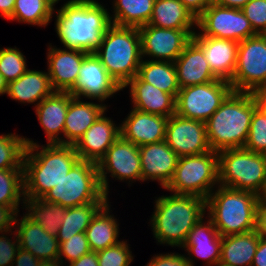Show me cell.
<instances>
[{
	"label": "cell",
	"mask_w": 266,
	"mask_h": 266,
	"mask_svg": "<svg viewBox=\"0 0 266 266\" xmlns=\"http://www.w3.org/2000/svg\"><path fill=\"white\" fill-rule=\"evenodd\" d=\"M56 12V33L68 49L94 53L112 24L107 8L96 0H69Z\"/></svg>",
	"instance_id": "cell-1"
},
{
	"label": "cell",
	"mask_w": 266,
	"mask_h": 266,
	"mask_svg": "<svg viewBox=\"0 0 266 266\" xmlns=\"http://www.w3.org/2000/svg\"><path fill=\"white\" fill-rule=\"evenodd\" d=\"M26 151L23 159L25 198H43L56 186L80 160L74 145H40L25 138ZM35 152V153H34Z\"/></svg>",
	"instance_id": "cell-2"
},
{
	"label": "cell",
	"mask_w": 266,
	"mask_h": 266,
	"mask_svg": "<svg viewBox=\"0 0 266 266\" xmlns=\"http://www.w3.org/2000/svg\"><path fill=\"white\" fill-rule=\"evenodd\" d=\"M257 108L252 92L233 91L205 122L211 150L243 148Z\"/></svg>",
	"instance_id": "cell-3"
},
{
	"label": "cell",
	"mask_w": 266,
	"mask_h": 266,
	"mask_svg": "<svg viewBox=\"0 0 266 266\" xmlns=\"http://www.w3.org/2000/svg\"><path fill=\"white\" fill-rule=\"evenodd\" d=\"M151 217L155 239L160 244L182 248L188 233L206 214V200L199 196L172 194L158 197Z\"/></svg>",
	"instance_id": "cell-4"
},
{
	"label": "cell",
	"mask_w": 266,
	"mask_h": 266,
	"mask_svg": "<svg viewBox=\"0 0 266 266\" xmlns=\"http://www.w3.org/2000/svg\"><path fill=\"white\" fill-rule=\"evenodd\" d=\"M261 197L218 185L206 199L208 216L221 236L236 235L257 228V212Z\"/></svg>",
	"instance_id": "cell-5"
},
{
	"label": "cell",
	"mask_w": 266,
	"mask_h": 266,
	"mask_svg": "<svg viewBox=\"0 0 266 266\" xmlns=\"http://www.w3.org/2000/svg\"><path fill=\"white\" fill-rule=\"evenodd\" d=\"M110 76L123 88L142 62L139 29L111 24L94 52Z\"/></svg>",
	"instance_id": "cell-6"
},
{
	"label": "cell",
	"mask_w": 266,
	"mask_h": 266,
	"mask_svg": "<svg viewBox=\"0 0 266 266\" xmlns=\"http://www.w3.org/2000/svg\"><path fill=\"white\" fill-rule=\"evenodd\" d=\"M219 185L266 195V154L244 148L218 152Z\"/></svg>",
	"instance_id": "cell-7"
},
{
	"label": "cell",
	"mask_w": 266,
	"mask_h": 266,
	"mask_svg": "<svg viewBox=\"0 0 266 266\" xmlns=\"http://www.w3.org/2000/svg\"><path fill=\"white\" fill-rule=\"evenodd\" d=\"M42 199L71 208L88 203H106L108 196L102 189L97 163L79 160Z\"/></svg>",
	"instance_id": "cell-8"
},
{
	"label": "cell",
	"mask_w": 266,
	"mask_h": 266,
	"mask_svg": "<svg viewBox=\"0 0 266 266\" xmlns=\"http://www.w3.org/2000/svg\"><path fill=\"white\" fill-rule=\"evenodd\" d=\"M215 185H219L218 152L211 150L178 158L173 177L164 189L206 200Z\"/></svg>",
	"instance_id": "cell-9"
},
{
	"label": "cell",
	"mask_w": 266,
	"mask_h": 266,
	"mask_svg": "<svg viewBox=\"0 0 266 266\" xmlns=\"http://www.w3.org/2000/svg\"><path fill=\"white\" fill-rule=\"evenodd\" d=\"M232 92L229 81L223 79L180 88L176 98V114L206 122Z\"/></svg>",
	"instance_id": "cell-10"
},
{
	"label": "cell",
	"mask_w": 266,
	"mask_h": 266,
	"mask_svg": "<svg viewBox=\"0 0 266 266\" xmlns=\"http://www.w3.org/2000/svg\"><path fill=\"white\" fill-rule=\"evenodd\" d=\"M229 83L235 92L266 87V34L239 42L236 67Z\"/></svg>",
	"instance_id": "cell-11"
},
{
	"label": "cell",
	"mask_w": 266,
	"mask_h": 266,
	"mask_svg": "<svg viewBox=\"0 0 266 266\" xmlns=\"http://www.w3.org/2000/svg\"><path fill=\"white\" fill-rule=\"evenodd\" d=\"M196 27L203 36L230 39L238 43L257 35L242 10L213 2L197 18Z\"/></svg>",
	"instance_id": "cell-12"
},
{
	"label": "cell",
	"mask_w": 266,
	"mask_h": 266,
	"mask_svg": "<svg viewBox=\"0 0 266 266\" xmlns=\"http://www.w3.org/2000/svg\"><path fill=\"white\" fill-rule=\"evenodd\" d=\"M99 179L104 193L108 196L107 174L120 181H142L139 147L121 136L108 148L97 163Z\"/></svg>",
	"instance_id": "cell-13"
},
{
	"label": "cell",
	"mask_w": 266,
	"mask_h": 266,
	"mask_svg": "<svg viewBox=\"0 0 266 266\" xmlns=\"http://www.w3.org/2000/svg\"><path fill=\"white\" fill-rule=\"evenodd\" d=\"M142 57H152L154 61L175 62L186 45L192 40L195 29H167L153 25L138 28ZM193 30V31H192Z\"/></svg>",
	"instance_id": "cell-14"
},
{
	"label": "cell",
	"mask_w": 266,
	"mask_h": 266,
	"mask_svg": "<svg viewBox=\"0 0 266 266\" xmlns=\"http://www.w3.org/2000/svg\"><path fill=\"white\" fill-rule=\"evenodd\" d=\"M165 142L178 157L204 154L211 151L206 123L174 114L168 118Z\"/></svg>",
	"instance_id": "cell-15"
},
{
	"label": "cell",
	"mask_w": 266,
	"mask_h": 266,
	"mask_svg": "<svg viewBox=\"0 0 266 266\" xmlns=\"http://www.w3.org/2000/svg\"><path fill=\"white\" fill-rule=\"evenodd\" d=\"M123 90L104 68L95 53H89L83 60L78 78L69 91L74 97L97 99L103 102Z\"/></svg>",
	"instance_id": "cell-16"
},
{
	"label": "cell",
	"mask_w": 266,
	"mask_h": 266,
	"mask_svg": "<svg viewBox=\"0 0 266 266\" xmlns=\"http://www.w3.org/2000/svg\"><path fill=\"white\" fill-rule=\"evenodd\" d=\"M48 75L55 92H69L75 85L81 64L89 54L79 49H59L49 45Z\"/></svg>",
	"instance_id": "cell-17"
},
{
	"label": "cell",
	"mask_w": 266,
	"mask_h": 266,
	"mask_svg": "<svg viewBox=\"0 0 266 266\" xmlns=\"http://www.w3.org/2000/svg\"><path fill=\"white\" fill-rule=\"evenodd\" d=\"M142 181L156 180L165 188L173 177L178 155L165 140L139 146Z\"/></svg>",
	"instance_id": "cell-18"
},
{
	"label": "cell",
	"mask_w": 266,
	"mask_h": 266,
	"mask_svg": "<svg viewBox=\"0 0 266 266\" xmlns=\"http://www.w3.org/2000/svg\"><path fill=\"white\" fill-rule=\"evenodd\" d=\"M192 40L203 50L212 73L230 81L234 75L239 43L230 39H218L194 33Z\"/></svg>",
	"instance_id": "cell-19"
},
{
	"label": "cell",
	"mask_w": 266,
	"mask_h": 266,
	"mask_svg": "<svg viewBox=\"0 0 266 266\" xmlns=\"http://www.w3.org/2000/svg\"><path fill=\"white\" fill-rule=\"evenodd\" d=\"M103 113L74 145L80 160L98 161L108 148L121 136L120 125L117 127L111 118Z\"/></svg>",
	"instance_id": "cell-20"
},
{
	"label": "cell",
	"mask_w": 266,
	"mask_h": 266,
	"mask_svg": "<svg viewBox=\"0 0 266 266\" xmlns=\"http://www.w3.org/2000/svg\"><path fill=\"white\" fill-rule=\"evenodd\" d=\"M168 117L132 109L120 124L121 137L139 146L165 140Z\"/></svg>",
	"instance_id": "cell-21"
},
{
	"label": "cell",
	"mask_w": 266,
	"mask_h": 266,
	"mask_svg": "<svg viewBox=\"0 0 266 266\" xmlns=\"http://www.w3.org/2000/svg\"><path fill=\"white\" fill-rule=\"evenodd\" d=\"M17 215L14 220V227L17 225L16 233L19 247L30 252L40 261L58 260L59 242L57 236L44 231L41 225L34 223L25 214L21 220L17 219Z\"/></svg>",
	"instance_id": "cell-22"
},
{
	"label": "cell",
	"mask_w": 266,
	"mask_h": 266,
	"mask_svg": "<svg viewBox=\"0 0 266 266\" xmlns=\"http://www.w3.org/2000/svg\"><path fill=\"white\" fill-rule=\"evenodd\" d=\"M209 218L207 223L203 217L194 225L183 244L189 257H187L191 266H194L192 258L193 254L197 258L207 261V266H216L221 258L222 236L215 228L212 219ZM205 223V224H204Z\"/></svg>",
	"instance_id": "cell-23"
},
{
	"label": "cell",
	"mask_w": 266,
	"mask_h": 266,
	"mask_svg": "<svg viewBox=\"0 0 266 266\" xmlns=\"http://www.w3.org/2000/svg\"><path fill=\"white\" fill-rule=\"evenodd\" d=\"M127 86L130 87L134 109L168 118L176 114V98L172 94L144 82L138 75L129 80L122 89Z\"/></svg>",
	"instance_id": "cell-24"
},
{
	"label": "cell",
	"mask_w": 266,
	"mask_h": 266,
	"mask_svg": "<svg viewBox=\"0 0 266 266\" xmlns=\"http://www.w3.org/2000/svg\"><path fill=\"white\" fill-rule=\"evenodd\" d=\"M74 96L69 92H54L35 106L37 118L44 129L47 144H62L69 102Z\"/></svg>",
	"instance_id": "cell-25"
},
{
	"label": "cell",
	"mask_w": 266,
	"mask_h": 266,
	"mask_svg": "<svg viewBox=\"0 0 266 266\" xmlns=\"http://www.w3.org/2000/svg\"><path fill=\"white\" fill-rule=\"evenodd\" d=\"M180 88L205 84L217 80L205 59L203 50L191 40L175 60Z\"/></svg>",
	"instance_id": "cell-26"
},
{
	"label": "cell",
	"mask_w": 266,
	"mask_h": 266,
	"mask_svg": "<svg viewBox=\"0 0 266 266\" xmlns=\"http://www.w3.org/2000/svg\"><path fill=\"white\" fill-rule=\"evenodd\" d=\"M107 110L104 104L82 102L73 97L69 102L62 139L63 145H75L89 127Z\"/></svg>",
	"instance_id": "cell-27"
},
{
	"label": "cell",
	"mask_w": 266,
	"mask_h": 266,
	"mask_svg": "<svg viewBox=\"0 0 266 266\" xmlns=\"http://www.w3.org/2000/svg\"><path fill=\"white\" fill-rule=\"evenodd\" d=\"M48 72L28 69L18 79L8 83L7 95L21 103L38 105L43 99L54 93Z\"/></svg>",
	"instance_id": "cell-28"
},
{
	"label": "cell",
	"mask_w": 266,
	"mask_h": 266,
	"mask_svg": "<svg viewBox=\"0 0 266 266\" xmlns=\"http://www.w3.org/2000/svg\"><path fill=\"white\" fill-rule=\"evenodd\" d=\"M258 243L257 229L246 233L222 236L219 263L227 266H251Z\"/></svg>",
	"instance_id": "cell-29"
},
{
	"label": "cell",
	"mask_w": 266,
	"mask_h": 266,
	"mask_svg": "<svg viewBox=\"0 0 266 266\" xmlns=\"http://www.w3.org/2000/svg\"><path fill=\"white\" fill-rule=\"evenodd\" d=\"M109 201H107L94 215L85 231L91 251L99 252L120 241L119 224L113 215H110Z\"/></svg>",
	"instance_id": "cell-30"
},
{
	"label": "cell",
	"mask_w": 266,
	"mask_h": 266,
	"mask_svg": "<svg viewBox=\"0 0 266 266\" xmlns=\"http://www.w3.org/2000/svg\"><path fill=\"white\" fill-rule=\"evenodd\" d=\"M148 24L167 29H195L197 18L180 0H155Z\"/></svg>",
	"instance_id": "cell-31"
},
{
	"label": "cell",
	"mask_w": 266,
	"mask_h": 266,
	"mask_svg": "<svg viewBox=\"0 0 266 266\" xmlns=\"http://www.w3.org/2000/svg\"><path fill=\"white\" fill-rule=\"evenodd\" d=\"M144 82L177 98L180 90L175 63L169 61L143 60L137 74Z\"/></svg>",
	"instance_id": "cell-32"
},
{
	"label": "cell",
	"mask_w": 266,
	"mask_h": 266,
	"mask_svg": "<svg viewBox=\"0 0 266 266\" xmlns=\"http://www.w3.org/2000/svg\"><path fill=\"white\" fill-rule=\"evenodd\" d=\"M25 214L34 223L41 225L42 229L51 235L57 236L59 227L66 214V207L58 203L46 202L42 198H25L22 202Z\"/></svg>",
	"instance_id": "cell-33"
},
{
	"label": "cell",
	"mask_w": 266,
	"mask_h": 266,
	"mask_svg": "<svg viewBox=\"0 0 266 266\" xmlns=\"http://www.w3.org/2000/svg\"><path fill=\"white\" fill-rule=\"evenodd\" d=\"M155 0H114L111 23L118 26L136 27L147 25Z\"/></svg>",
	"instance_id": "cell-34"
},
{
	"label": "cell",
	"mask_w": 266,
	"mask_h": 266,
	"mask_svg": "<svg viewBox=\"0 0 266 266\" xmlns=\"http://www.w3.org/2000/svg\"><path fill=\"white\" fill-rule=\"evenodd\" d=\"M105 203H88L82 206L66 208V214L59 227L58 242H64L73 235L85 232L96 212Z\"/></svg>",
	"instance_id": "cell-35"
},
{
	"label": "cell",
	"mask_w": 266,
	"mask_h": 266,
	"mask_svg": "<svg viewBox=\"0 0 266 266\" xmlns=\"http://www.w3.org/2000/svg\"><path fill=\"white\" fill-rule=\"evenodd\" d=\"M54 12V5L49 0H15L13 15L9 20L45 27Z\"/></svg>",
	"instance_id": "cell-36"
},
{
	"label": "cell",
	"mask_w": 266,
	"mask_h": 266,
	"mask_svg": "<svg viewBox=\"0 0 266 266\" xmlns=\"http://www.w3.org/2000/svg\"><path fill=\"white\" fill-rule=\"evenodd\" d=\"M21 199L25 200L23 168L0 170V205L18 214Z\"/></svg>",
	"instance_id": "cell-37"
},
{
	"label": "cell",
	"mask_w": 266,
	"mask_h": 266,
	"mask_svg": "<svg viewBox=\"0 0 266 266\" xmlns=\"http://www.w3.org/2000/svg\"><path fill=\"white\" fill-rule=\"evenodd\" d=\"M26 147L23 136L16 133L0 135V170L23 168Z\"/></svg>",
	"instance_id": "cell-38"
},
{
	"label": "cell",
	"mask_w": 266,
	"mask_h": 266,
	"mask_svg": "<svg viewBox=\"0 0 266 266\" xmlns=\"http://www.w3.org/2000/svg\"><path fill=\"white\" fill-rule=\"evenodd\" d=\"M26 58L19 49H0V74L9 83L18 79L27 71Z\"/></svg>",
	"instance_id": "cell-39"
},
{
	"label": "cell",
	"mask_w": 266,
	"mask_h": 266,
	"mask_svg": "<svg viewBox=\"0 0 266 266\" xmlns=\"http://www.w3.org/2000/svg\"><path fill=\"white\" fill-rule=\"evenodd\" d=\"M243 148L266 154V115L258 108L253 113L248 138Z\"/></svg>",
	"instance_id": "cell-40"
},
{
	"label": "cell",
	"mask_w": 266,
	"mask_h": 266,
	"mask_svg": "<svg viewBox=\"0 0 266 266\" xmlns=\"http://www.w3.org/2000/svg\"><path fill=\"white\" fill-rule=\"evenodd\" d=\"M128 245L127 241H120L97 252L99 266H130L133 256Z\"/></svg>",
	"instance_id": "cell-41"
},
{
	"label": "cell",
	"mask_w": 266,
	"mask_h": 266,
	"mask_svg": "<svg viewBox=\"0 0 266 266\" xmlns=\"http://www.w3.org/2000/svg\"><path fill=\"white\" fill-rule=\"evenodd\" d=\"M91 252L85 232L75 234L70 239L64 242H59V257L58 260L62 262L65 259L71 263L81 256Z\"/></svg>",
	"instance_id": "cell-42"
},
{
	"label": "cell",
	"mask_w": 266,
	"mask_h": 266,
	"mask_svg": "<svg viewBox=\"0 0 266 266\" xmlns=\"http://www.w3.org/2000/svg\"><path fill=\"white\" fill-rule=\"evenodd\" d=\"M241 10L257 34H266V0H249Z\"/></svg>",
	"instance_id": "cell-43"
},
{
	"label": "cell",
	"mask_w": 266,
	"mask_h": 266,
	"mask_svg": "<svg viewBox=\"0 0 266 266\" xmlns=\"http://www.w3.org/2000/svg\"><path fill=\"white\" fill-rule=\"evenodd\" d=\"M4 234L5 233L3 232L0 235V266H14V259L18 249L20 248L16 230L14 233V236H16V238L14 237V241L16 240L15 242Z\"/></svg>",
	"instance_id": "cell-44"
},
{
	"label": "cell",
	"mask_w": 266,
	"mask_h": 266,
	"mask_svg": "<svg viewBox=\"0 0 266 266\" xmlns=\"http://www.w3.org/2000/svg\"><path fill=\"white\" fill-rule=\"evenodd\" d=\"M146 266H191L186 255L165 253L153 256Z\"/></svg>",
	"instance_id": "cell-45"
},
{
	"label": "cell",
	"mask_w": 266,
	"mask_h": 266,
	"mask_svg": "<svg viewBox=\"0 0 266 266\" xmlns=\"http://www.w3.org/2000/svg\"><path fill=\"white\" fill-rule=\"evenodd\" d=\"M16 217V213L10 208L0 205V232H11L14 227V220Z\"/></svg>",
	"instance_id": "cell-46"
},
{
	"label": "cell",
	"mask_w": 266,
	"mask_h": 266,
	"mask_svg": "<svg viewBox=\"0 0 266 266\" xmlns=\"http://www.w3.org/2000/svg\"><path fill=\"white\" fill-rule=\"evenodd\" d=\"M41 262L42 261L33 256L30 252L19 248L13 264H15V266H40Z\"/></svg>",
	"instance_id": "cell-47"
},
{
	"label": "cell",
	"mask_w": 266,
	"mask_h": 266,
	"mask_svg": "<svg viewBox=\"0 0 266 266\" xmlns=\"http://www.w3.org/2000/svg\"><path fill=\"white\" fill-rule=\"evenodd\" d=\"M182 4L198 18L212 0H180Z\"/></svg>",
	"instance_id": "cell-48"
},
{
	"label": "cell",
	"mask_w": 266,
	"mask_h": 266,
	"mask_svg": "<svg viewBox=\"0 0 266 266\" xmlns=\"http://www.w3.org/2000/svg\"><path fill=\"white\" fill-rule=\"evenodd\" d=\"M256 229L259 235L266 237V195L259 202Z\"/></svg>",
	"instance_id": "cell-49"
},
{
	"label": "cell",
	"mask_w": 266,
	"mask_h": 266,
	"mask_svg": "<svg viewBox=\"0 0 266 266\" xmlns=\"http://www.w3.org/2000/svg\"><path fill=\"white\" fill-rule=\"evenodd\" d=\"M251 266H266V237L259 235V243Z\"/></svg>",
	"instance_id": "cell-50"
},
{
	"label": "cell",
	"mask_w": 266,
	"mask_h": 266,
	"mask_svg": "<svg viewBox=\"0 0 266 266\" xmlns=\"http://www.w3.org/2000/svg\"><path fill=\"white\" fill-rule=\"evenodd\" d=\"M69 264L68 266H99L97 252L91 251Z\"/></svg>",
	"instance_id": "cell-51"
},
{
	"label": "cell",
	"mask_w": 266,
	"mask_h": 266,
	"mask_svg": "<svg viewBox=\"0 0 266 266\" xmlns=\"http://www.w3.org/2000/svg\"><path fill=\"white\" fill-rule=\"evenodd\" d=\"M258 109H260L266 115V87L255 89L252 92Z\"/></svg>",
	"instance_id": "cell-52"
},
{
	"label": "cell",
	"mask_w": 266,
	"mask_h": 266,
	"mask_svg": "<svg viewBox=\"0 0 266 266\" xmlns=\"http://www.w3.org/2000/svg\"><path fill=\"white\" fill-rule=\"evenodd\" d=\"M15 0H0V16L8 20L13 15Z\"/></svg>",
	"instance_id": "cell-53"
},
{
	"label": "cell",
	"mask_w": 266,
	"mask_h": 266,
	"mask_svg": "<svg viewBox=\"0 0 266 266\" xmlns=\"http://www.w3.org/2000/svg\"><path fill=\"white\" fill-rule=\"evenodd\" d=\"M249 0H212L213 3L234 9H242Z\"/></svg>",
	"instance_id": "cell-54"
},
{
	"label": "cell",
	"mask_w": 266,
	"mask_h": 266,
	"mask_svg": "<svg viewBox=\"0 0 266 266\" xmlns=\"http://www.w3.org/2000/svg\"><path fill=\"white\" fill-rule=\"evenodd\" d=\"M8 83L0 74V95L7 93Z\"/></svg>",
	"instance_id": "cell-55"
},
{
	"label": "cell",
	"mask_w": 266,
	"mask_h": 266,
	"mask_svg": "<svg viewBox=\"0 0 266 266\" xmlns=\"http://www.w3.org/2000/svg\"><path fill=\"white\" fill-rule=\"evenodd\" d=\"M63 266L61 261L59 260H51V261H42L40 266Z\"/></svg>",
	"instance_id": "cell-56"
},
{
	"label": "cell",
	"mask_w": 266,
	"mask_h": 266,
	"mask_svg": "<svg viewBox=\"0 0 266 266\" xmlns=\"http://www.w3.org/2000/svg\"><path fill=\"white\" fill-rule=\"evenodd\" d=\"M49 1L55 6V4L58 3V1L60 0H49Z\"/></svg>",
	"instance_id": "cell-57"
},
{
	"label": "cell",
	"mask_w": 266,
	"mask_h": 266,
	"mask_svg": "<svg viewBox=\"0 0 266 266\" xmlns=\"http://www.w3.org/2000/svg\"><path fill=\"white\" fill-rule=\"evenodd\" d=\"M216 266H227V265L218 263Z\"/></svg>",
	"instance_id": "cell-58"
}]
</instances>
